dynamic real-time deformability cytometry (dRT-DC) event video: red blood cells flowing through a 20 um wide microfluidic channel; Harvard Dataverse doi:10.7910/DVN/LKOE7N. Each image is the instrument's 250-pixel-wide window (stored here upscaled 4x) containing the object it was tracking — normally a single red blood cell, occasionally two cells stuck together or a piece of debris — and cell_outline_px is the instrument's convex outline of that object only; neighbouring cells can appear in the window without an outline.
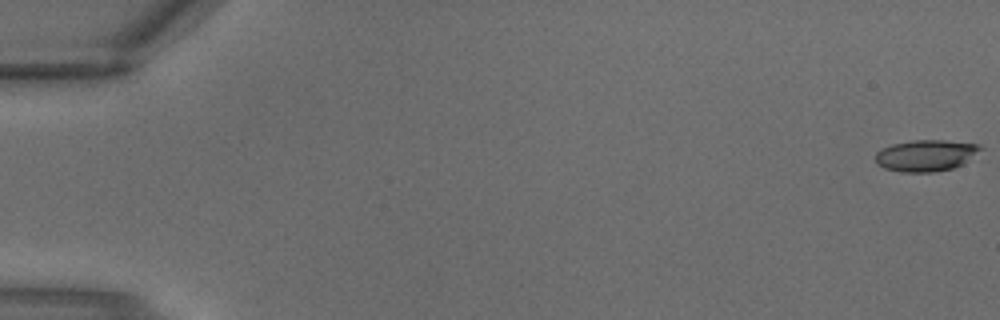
{"species": "common noctule bat (a hibernating species)", "species_latin": "Nyctalus noctula", "temperature_condition": "warm", "stored_images_in_passage": 4, "camera_frame_rate_fps": 3000, "um_per_image_px": 0.085, "animal": {"sex": "male", "body_mass_g": 18.8}, "frame": {"image": 1, "passage_image": 1, "time_ms": 0.0, "image_size_px": [1000, 320], "cell_outline_px": [[984, 148], [964, 164], [952, 168], [932, 172], [900, 172], [884, 168], [876, 164], [876, 152], [892, 144], [912, 140], [944, 140], [980, 144]], "centroid_in_image_um": [78.73, 13.21], "position_along_channel_um": 6.3, "area_um2": 19.36}}
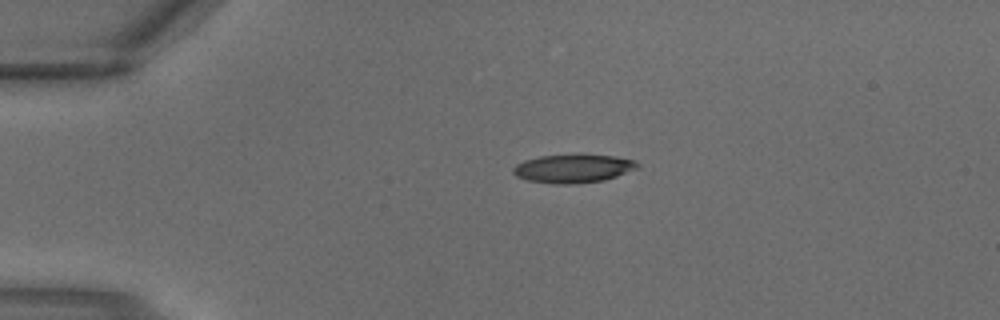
{"frame": {"image": 2, "passage_image": 3, "time_ms": 0.667, "image_size_px": [1000, 320], "cell_outline_px": [[640, 164], [636, 168], [616, 176], [604, 180], [572, 184], [552, 184], [528, 180], [516, 176], [512, 172], [512, 168], [516, 164], [524, 160], [540, 156], [616, 156], [636, 160]], "centroid_in_image_um": [48.69, 14.34], "position_along_channel_um": 36.3, "area_um2": 20.17}}